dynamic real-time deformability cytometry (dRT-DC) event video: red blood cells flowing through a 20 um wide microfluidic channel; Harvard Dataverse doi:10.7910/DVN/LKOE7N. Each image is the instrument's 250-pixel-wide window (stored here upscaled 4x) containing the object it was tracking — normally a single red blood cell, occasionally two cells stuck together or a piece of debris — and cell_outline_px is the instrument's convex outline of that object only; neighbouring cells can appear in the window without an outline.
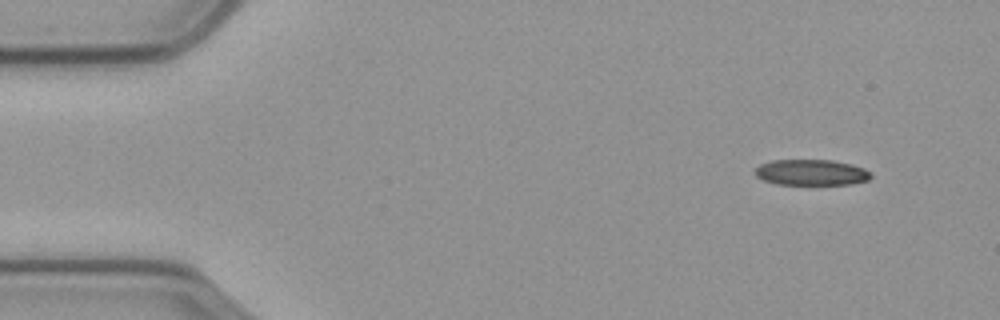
{"species": "common noctule bat (a hibernating species)", "species_latin": "Nyctalus noctula", "temperature_condition": "cold", "stored_images_in_passage": 8, "camera_frame_rate_fps": 3000, "um_per_image_px": 0.085, "animal": {"sex": "male", "body_mass_g": 23.1, "forearm_length_mm": 52.7}, "frame": {"image": 1, "passage_image": 4, "time_ms": 1.0, "image_size_px": [1000, 320], "cell_outline_px": [[872, 176], [868, 180], [848, 184], [776, 184], [764, 180], [756, 176], [756, 168], [760, 164], [772, 160], [832, 160], [852, 164], [864, 168], [872, 172]], "centroid_in_image_um": [68.99, 14.65], "position_along_channel_um": 16.0, "area_um2": 17.4}}